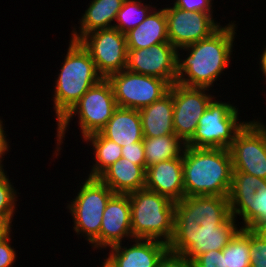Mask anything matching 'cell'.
<instances>
[{
  "label": "cell",
  "mask_w": 266,
  "mask_h": 267,
  "mask_svg": "<svg viewBox=\"0 0 266 267\" xmlns=\"http://www.w3.org/2000/svg\"><path fill=\"white\" fill-rule=\"evenodd\" d=\"M237 222L230 213L228 196H184L175 202L169 251L183 254L193 262L203 253L223 250L241 229Z\"/></svg>",
  "instance_id": "cell-1"
},
{
  "label": "cell",
  "mask_w": 266,
  "mask_h": 267,
  "mask_svg": "<svg viewBox=\"0 0 266 267\" xmlns=\"http://www.w3.org/2000/svg\"><path fill=\"white\" fill-rule=\"evenodd\" d=\"M235 23L236 21H229L209 38L177 49L176 83L186 87H214L217 79L224 74L223 71L227 67L229 69L231 58L233 59L231 55H234L233 45L238 27ZM180 51L186 52L185 59V52L182 55Z\"/></svg>",
  "instance_id": "cell-2"
},
{
  "label": "cell",
  "mask_w": 266,
  "mask_h": 267,
  "mask_svg": "<svg viewBox=\"0 0 266 267\" xmlns=\"http://www.w3.org/2000/svg\"><path fill=\"white\" fill-rule=\"evenodd\" d=\"M232 173L229 149L185 147L183 152L185 196H229Z\"/></svg>",
  "instance_id": "cell-3"
},
{
  "label": "cell",
  "mask_w": 266,
  "mask_h": 267,
  "mask_svg": "<svg viewBox=\"0 0 266 267\" xmlns=\"http://www.w3.org/2000/svg\"><path fill=\"white\" fill-rule=\"evenodd\" d=\"M66 52L60 72L56 75L58 77L54 80V94L52 95L57 123L89 88L103 79L89 52L79 41L70 39Z\"/></svg>",
  "instance_id": "cell-4"
},
{
  "label": "cell",
  "mask_w": 266,
  "mask_h": 267,
  "mask_svg": "<svg viewBox=\"0 0 266 267\" xmlns=\"http://www.w3.org/2000/svg\"><path fill=\"white\" fill-rule=\"evenodd\" d=\"M118 108L111 83L107 79H102L80 98V100L64 115L57 124L56 147L53 157H58L61 145L64 143L65 134L71 120L76 116L78 126L81 131V138L89 134L99 132L112 117Z\"/></svg>",
  "instance_id": "cell-5"
},
{
  "label": "cell",
  "mask_w": 266,
  "mask_h": 267,
  "mask_svg": "<svg viewBox=\"0 0 266 267\" xmlns=\"http://www.w3.org/2000/svg\"><path fill=\"white\" fill-rule=\"evenodd\" d=\"M133 238L169 243L174 234L175 202L166 196L141 189L129 194Z\"/></svg>",
  "instance_id": "cell-6"
},
{
  "label": "cell",
  "mask_w": 266,
  "mask_h": 267,
  "mask_svg": "<svg viewBox=\"0 0 266 267\" xmlns=\"http://www.w3.org/2000/svg\"><path fill=\"white\" fill-rule=\"evenodd\" d=\"M216 99L217 97H214L208 104L186 146L229 149L238 132L248 122L239 121L240 110L238 111L237 106Z\"/></svg>",
  "instance_id": "cell-7"
},
{
  "label": "cell",
  "mask_w": 266,
  "mask_h": 267,
  "mask_svg": "<svg viewBox=\"0 0 266 267\" xmlns=\"http://www.w3.org/2000/svg\"><path fill=\"white\" fill-rule=\"evenodd\" d=\"M77 196L67 203L66 209L73 217V230L91 244L100 234L103 212L109 199L115 194L98 178L85 177Z\"/></svg>",
  "instance_id": "cell-8"
},
{
  "label": "cell",
  "mask_w": 266,
  "mask_h": 267,
  "mask_svg": "<svg viewBox=\"0 0 266 267\" xmlns=\"http://www.w3.org/2000/svg\"><path fill=\"white\" fill-rule=\"evenodd\" d=\"M107 80L111 83L117 106L136 110L161 99L171 86L161 78L127 69L110 75Z\"/></svg>",
  "instance_id": "cell-9"
},
{
  "label": "cell",
  "mask_w": 266,
  "mask_h": 267,
  "mask_svg": "<svg viewBox=\"0 0 266 267\" xmlns=\"http://www.w3.org/2000/svg\"><path fill=\"white\" fill-rule=\"evenodd\" d=\"M233 172H242L266 179V124L248 121L229 148Z\"/></svg>",
  "instance_id": "cell-10"
},
{
  "label": "cell",
  "mask_w": 266,
  "mask_h": 267,
  "mask_svg": "<svg viewBox=\"0 0 266 267\" xmlns=\"http://www.w3.org/2000/svg\"><path fill=\"white\" fill-rule=\"evenodd\" d=\"M79 42L89 52L98 73L107 79L126 65V35L116 28L99 29L84 35Z\"/></svg>",
  "instance_id": "cell-11"
},
{
  "label": "cell",
  "mask_w": 266,
  "mask_h": 267,
  "mask_svg": "<svg viewBox=\"0 0 266 267\" xmlns=\"http://www.w3.org/2000/svg\"><path fill=\"white\" fill-rule=\"evenodd\" d=\"M209 88L186 87L178 83L170 86L173 97V128L185 144L193 137L199 119L215 95ZM209 92V93H208Z\"/></svg>",
  "instance_id": "cell-12"
},
{
  "label": "cell",
  "mask_w": 266,
  "mask_h": 267,
  "mask_svg": "<svg viewBox=\"0 0 266 267\" xmlns=\"http://www.w3.org/2000/svg\"><path fill=\"white\" fill-rule=\"evenodd\" d=\"M165 6L168 40L176 49L209 38L222 26L213 18V12H191L173 5Z\"/></svg>",
  "instance_id": "cell-13"
},
{
  "label": "cell",
  "mask_w": 266,
  "mask_h": 267,
  "mask_svg": "<svg viewBox=\"0 0 266 267\" xmlns=\"http://www.w3.org/2000/svg\"><path fill=\"white\" fill-rule=\"evenodd\" d=\"M176 60L177 49L170 42H164L149 48L127 49L125 69L161 78L172 85L177 80Z\"/></svg>",
  "instance_id": "cell-14"
},
{
  "label": "cell",
  "mask_w": 266,
  "mask_h": 267,
  "mask_svg": "<svg viewBox=\"0 0 266 267\" xmlns=\"http://www.w3.org/2000/svg\"><path fill=\"white\" fill-rule=\"evenodd\" d=\"M124 239H133L129 194H114L103 212L100 234L90 245L104 251L126 242Z\"/></svg>",
  "instance_id": "cell-15"
},
{
  "label": "cell",
  "mask_w": 266,
  "mask_h": 267,
  "mask_svg": "<svg viewBox=\"0 0 266 267\" xmlns=\"http://www.w3.org/2000/svg\"><path fill=\"white\" fill-rule=\"evenodd\" d=\"M128 242L133 245L120 243L107 249L111 250L104 260L110 267H157L169 250L167 243L155 239L133 238Z\"/></svg>",
  "instance_id": "cell-16"
},
{
  "label": "cell",
  "mask_w": 266,
  "mask_h": 267,
  "mask_svg": "<svg viewBox=\"0 0 266 267\" xmlns=\"http://www.w3.org/2000/svg\"><path fill=\"white\" fill-rule=\"evenodd\" d=\"M145 189L168 197L174 202L185 196L183 157L161 161L146 168Z\"/></svg>",
  "instance_id": "cell-17"
},
{
  "label": "cell",
  "mask_w": 266,
  "mask_h": 267,
  "mask_svg": "<svg viewBox=\"0 0 266 267\" xmlns=\"http://www.w3.org/2000/svg\"><path fill=\"white\" fill-rule=\"evenodd\" d=\"M145 173L141 166L121 157L97 178L115 194H130L145 188Z\"/></svg>",
  "instance_id": "cell-18"
},
{
  "label": "cell",
  "mask_w": 266,
  "mask_h": 267,
  "mask_svg": "<svg viewBox=\"0 0 266 267\" xmlns=\"http://www.w3.org/2000/svg\"><path fill=\"white\" fill-rule=\"evenodd\" d=\"M99 132L121 147L142 141L144 136L139 110L118 107Z\"/></svg>",
  "instance_id": "cell-19"
},
{
  "label": "cell",
  "mask_w": 266,
  "mask_h": 267,
  "mask_svg": "<svg viewBox=\"0 0 266 267\" xmlns=\"http://www.w3.org/2000/svg\"><path fill=\"white\" fill-rule=\"evenodd\" d=\"M125 0H91L85 13L79 18L78 31L72 27L71 39L79 41L84 35L99 29L113 28L117 13ZM113 22V24H112Z\"/></svg>",
  "instance_id": "cell-20"
},
{
  "label": "cell",
  "mask_w": 266,
  "mask_h": 267,
  "mask_svg": "<svg viewBox=\"0 0 266 267\" xmlns=\"http://www.w3.org/2000/svg\"><path fill=\"white\" fill-rule=\"evenodd\" d=\"M127 49L149 48L169 42L164 8L154 9L137 27L126 34Z\"/></svg>",
  "instance_id": "cell-21"
},
{
  "label": "cell",
  "mask_w": 266,
  "mask_h": 267,
  "mask_svg": "<svg viewBox=\"0 0 266 267\" xmlns=\"http://www.w3.org/2000/svg\"><path fill=\"white\" fill-rule=\"evenodd\" d=\"M143 136L148 138L175 134L173 97L170 92L152 104L139 109Z\"/></svg>",
  "instance_id": "cell-22"
},
{
  "label": "cell",
  "mask_w": 266,
  "mask_h": 267,
  "mask_svg": "<svg viewBox=\"0 0 266 267\" xmlns=\"http://www.w3.org/2000/svg\"><path fill=\"white\" fill-rule=\"evenodd\" d=\"M249 199H229L230 213L237 220L243 219L241 228L255 231L266 230V179Z\"/></svg>",
  "instance_id": "cell-23"
},
{
  "label": "cell",
  "mask_w": 266,
  "mask_h": 267,
  "mask_svg": "<svg viewBox=\"0 0 266 267\" xmlns=\"http://www.w3.org/2000/svg\"><path fill=\"white\" fill-rule=\"evenodd\" d=\"M83 140L82 142H87V145L92 146L91 154L95 156L87 177L97 178L106 168L122 157V147L105 138L100 132L89 134Z\"/></svg>",
  "instance_id": "cell-24"
},
{
  "label": "cell",
  "mask_w": 266,
  "mask_h": 267,
  "mask_svg": "<svg viewBox=\"0 0 266 267\" xmlns=\"http://www.w3.org/2000/svg\"><path fill=\"white\" fill-rule=\"evenodd\" d=\"M143 147L147 168L161 161L183 157L186 144L176 134H170L153 138L144 137Z\"/></svg>",
  "instance_id": "cell-25"
},
{
  "label": "cell",
  "mask_w": 266,
  "mask_h": 267,
  "mask_svg": "<svg viewBox=\"0 0 266 267\" xmlns=\"http://www.w3.org/2000/svg\"><path fill=\"white\" fill-rule=\"evenodd\" d=\"M142 0H125L122 8L117 13L114 28L126 34L137 27L156 6L142 3ZM117 22V23H116Z\"/></svg>",
  "instance_id": "cell-26"
},
{
  "label": "cell",
  "mask_w": 266,
  "mask_h": 267,
  "mask_svg": "<svg viewBox=\"0 0 266 267\" xmlns=\"http://www.w3.org/2000/svg\"><path fill=\"white\" fill-rule=\"evenodd\" d=\"M227 267H250V230L241 228L223 248Z\"/></svg>",
  "instance_id": "cell-27"
},
{
  "label": "cell",
  "mask_w": 266,
  "mask_h": 267,
  "mask_svg": "<svg viewBox=\"0 0 266 267\" xmlns=\"http://www.w3.org/2000/svg\"><path fill=\"white\" fill-rule=\"evenodd\" d=\"M17 189L7 176V171H0V219L6 221L11 227L15 211L17 210Z\"/></svg>",
  "instance_id": "cell-28"
},
{
  "label": "cell",
  "mask_w": 266,
  "mask_h": 267,
  "mask_svg": "<svg viewBox=\"0 0 266 267\" xmlns=\"http://www.w3.org/2000/svg\"><path fill=\"white\" fill-rule=\"evenodd\" d=\"M262 186V178L242 172L232 173V185L228 199H249Z\"/></svg>",
  "instance_id": "cell-29"
},
{
  "label": "cell",
  "mask_w": 266,
  "mask_h": 267,
  "mask_svg": "<svg viewBox=\"0 0 266 267\" xmlns=\"http://www.w3.org/2000/svg\"><path fill=\"white\" fill-rule=\"evenodd\" d=\"M250 267H266V231L250 230Z\"/></svg>",
  "instance_id": "cell-30"
},
{
  "label": "cell",
  "mask_w": 266,
  "mask_h": 267,
  "mask_svg": "<svg viewBox=\"0 0 266 267\" xmlns=\"http://www.w3.org/2000/svg\"><path fill=\"white\" fill-rule=\"evenodd\" d=\"M193 267H227L226 255L222 250H211L199 255L193 261Z\"/></svg>",
  "instance_id": "cell-31"
},
{
  "label": "cell",
  "mask_w": 266,
  "mask_h": 267,
  "mask_svg": "<svg viewBox=\"0 0 266 267\" xmlns=\"http://www.w3.org/2000/svg\"><path fill=\"white\" fill-rule=\"evenodd\" d=\"M122 157L141 166L146 171L145 152L143 147V140L131 143V145L122 147Z\"/></svg>",
  "instance_id": "cell-32"
},
{
  "label": "cell",
  "mask_w": 266,
  "mask_h": 267,
  "mask_svg": "<svg viewBox=\"0 0 266 267\" xmlns=\"http://www.w3.org/2000/svg\"><path fill=\"white\" fill-rule=\"evenodd\" d=\"M12 230L0 240V267H13L16 262L17 253L13 246H11Z\"/></svg>",
  "instance_id": "cell-33"
},
{
  "label": "cell",
  "mask_w": 266,
  "mask_h": 267,
  "mask_svg": "<svg viewBox=\"0 0 266 267\" xmlns=\"http://www.w3.org/2000/svg\"><path fill=\"white\" fill-rule=\"evenodd\" d=\"M214 0H174V7L191 12H213Z\"/></svg>",
  "instance_id": "cell-34"
},
{
  "label": "cell",
  "mask_w": 266,
  "mask_h": 267,
  "mask_svg": "<svg viewBox=\"0 0 266 267\" xmlns=\"http://www.w3.org/2000/svg\"><path fill=\"white\" fill-rule=\"evenodd\" d=\"M157 267H193V262L183 254L168 250L160 259Z\"/></svg>",
  "instance_id": "cell-35"
},
{
  "label": "cell",
  "mask_w": 266,
  "mask_h": 267,
  "mask_svg": "<svg viewBox=\"0 0 266 267\" xmlns=\"http://www.w3.org/2000/svg\"><path fill=\"white\" fill-rule=\"evenodd\" d=\"M3 124L4 123L0 118V167L2 169L5 168L4 164H3V161L5 159H3V158H5L4 156L6 155V153H8V151L10 149V144H9L10 142L7 139L6 131H4V130H6V129H4L5 125H3Z\"/></svg>",
  "instance_id": "cell-36"
},
{
  "label": "cell",
  "mask_w": 266,
  "mask_h": 267,
  "mask_svg": "<svg viewBox=\"0 0 266 267\" xmlns=\"http://www.w3.org/2000/svg\"><path fill=\"white\" fill-rule=\"evenodd\" d=\"M265 48L263 49L262 54H260L261 56L258 58L259 61V70H261L262 72V76H264V79L266 80V46H264ZM266 83V81H265Z\"/></svg>",
  "instance_id": "cell-37"
},
{
  "label": "cell",
  "mask_w": 266,
  "mask_h": 267,
  "mask_svg": "<svg viewBox=\"0 0 266 267\" xmlns=\"http://www.w3.org/2000/svg\"><path fill=\"white\" fill-rule=\"evenodd\" d=\"M11 228L6 221L0 219V240L11 231Z\"/></svg>",
  "instance_id": "cell-38"
},
{
  "label": "cell",
  "mask_w": 266,
  "mask_h": 267,
  "mask_svg": "<svg viewBox=\"0 0 266 267\" xmlns=\"http://www.w3.org/2000/svg\"><path fill=\"white\" fill-rule=\"evenodd\" d=\"M103 261L104 262H101L103 264L101 267H110L109 264L105 260H103Z\"/></svg>",
  "instance_id": "cell-39"
}]
</instances>
